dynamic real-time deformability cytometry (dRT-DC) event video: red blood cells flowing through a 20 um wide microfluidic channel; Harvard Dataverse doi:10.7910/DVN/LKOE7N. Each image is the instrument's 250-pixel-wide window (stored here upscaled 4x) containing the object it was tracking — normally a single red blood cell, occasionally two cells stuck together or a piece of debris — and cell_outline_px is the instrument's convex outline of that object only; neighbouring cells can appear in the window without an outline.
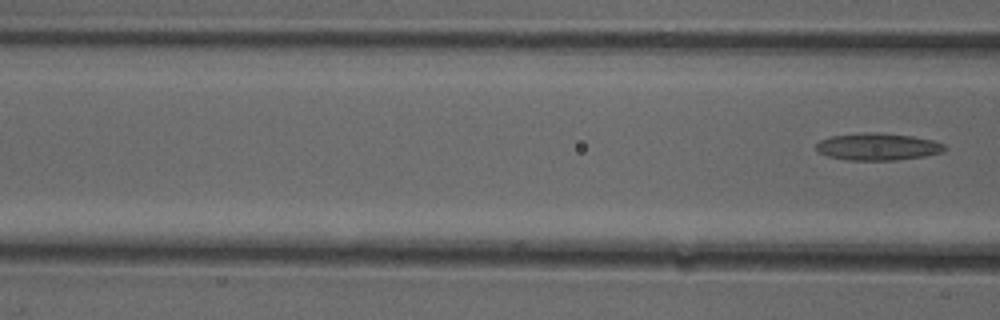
{"species": "common noctule bat (a hibernating species)", "species_latin": "Nyctalus noctula", "temperature_condition": "cold", "stored_images_in_passage": 18, "camera_frame_rate_fps": 3000, "um_per_image_px": 0.085, "animal": {"sex": "female"}, "frame": {"image": 1, "passage_image": 18, "time_ms": 5.667, "image_size_px": [1000, 320], "cell_outline_px": [[948, 148], [944, 152], [924, 156], [896, 160], [848, 160], [828, 156], [820, 152], [816, 148], [816, 144], [820, 140], [828, 136], [864, 132], [872, 132], [912, 136], [932, 140], [944, 144]], "centroid_in_image_um": [74.62, 12.46], "position_along_channel_um": 92.0, "area_um2": 20.35}}